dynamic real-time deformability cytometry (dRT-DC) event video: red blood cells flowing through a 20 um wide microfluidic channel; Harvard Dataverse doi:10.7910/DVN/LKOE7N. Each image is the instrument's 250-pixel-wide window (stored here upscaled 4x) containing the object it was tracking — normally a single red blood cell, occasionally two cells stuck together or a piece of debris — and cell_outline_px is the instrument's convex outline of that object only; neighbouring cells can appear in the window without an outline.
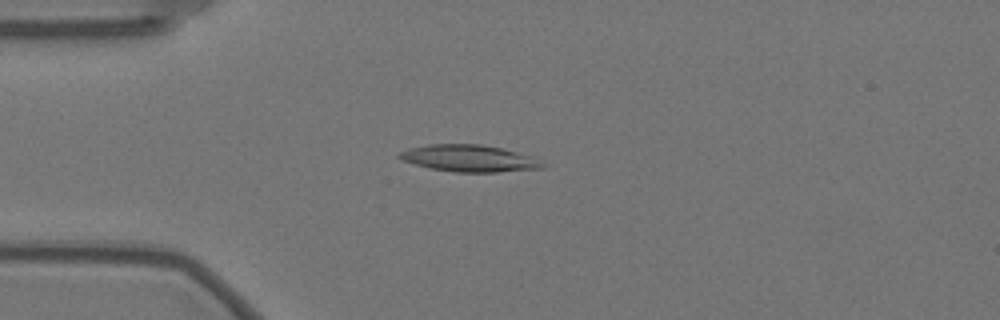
{"species": "Egyptian fruit bat (a non-hibernating species)", "species_latin": "Rousettus aegyptiacus", "temperature_condition": "warm", "stored_images_in_passage": 55, "camera_frame_rate_fps": 3000, "um_per_image_px": 0.085, "animal": {"sex": "female"}, "frame": {"image": 1, "passage_image": 12, "time_ms": 3.667, "image_size_px": [1000, 320], "cell_outline_px": [[552, 164], [544, 168], [496, 172], [456, 172], [432, 168], [400, 160], [396, 156], [400, 152], [408, 148], [428, 144], [480, 144], [500, 148], [516, 152]], "centroid_in_image_um": [39.9, 13.46], "position_along_channel_um": 45.1, "area_um2": 22.37}}
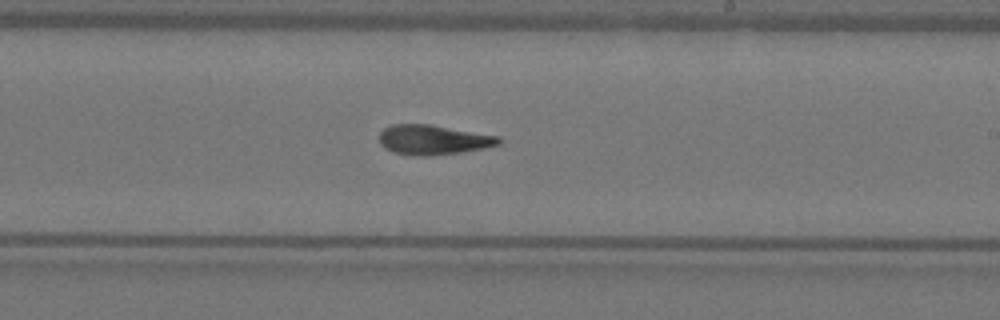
{"frame": {"image": 2, "passage_image": 31, "time_ms": 10.0, "image_size_px": [1000, 320], "cell_outline_px": [[504, 140], [500, 144], [484, 148], [460, 152], [428, 156], [420, 156], [396, 152], [380, 144], [380, 132], [384, 128], [392, 124], [428, 124], [500, 136]], "centroid_in_image_um": [36.87, 11.87], "position_along_channel_um": 252.1, "area_um2": 20.52}}
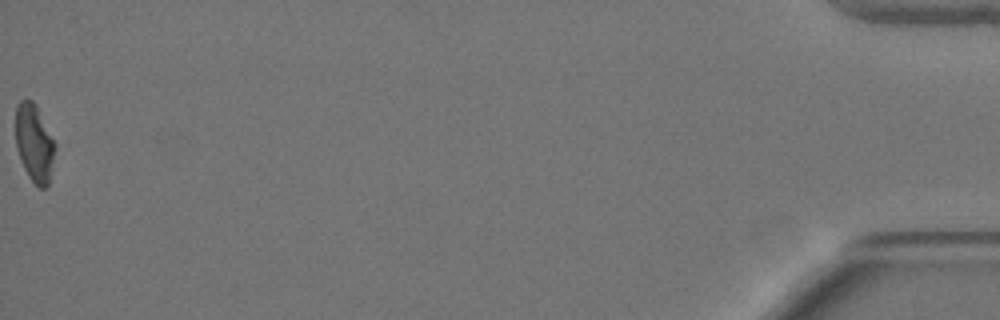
{"frame": {"image": 3, "passage_image": 55, "time_ms": 18.0, "image_size_px": [1000, 320], "cell_outline_px": [[56, 148], [48, 184], [44, 188], [40, 188], [28, 176], [20, 160], [16, 148], [16, 104], [20, 100], [32, 100], [36, 104], [56, 144]], "centroid_in_image_um": [2.91, 12.14], "position_along_channel_um": 432.3, "area_um2": 17.86}, "authors_computed_cell_mechanics": {"area_um2": 20.9236, "velocity_mm_per_s": 3.5303, "shape_relaxation_time_tau1_ms": null, "shape_relaxation_time_tau2_ms": 4.683, "deformation_change_tau1": null, "deformation_change_tau2": 0.1424}}